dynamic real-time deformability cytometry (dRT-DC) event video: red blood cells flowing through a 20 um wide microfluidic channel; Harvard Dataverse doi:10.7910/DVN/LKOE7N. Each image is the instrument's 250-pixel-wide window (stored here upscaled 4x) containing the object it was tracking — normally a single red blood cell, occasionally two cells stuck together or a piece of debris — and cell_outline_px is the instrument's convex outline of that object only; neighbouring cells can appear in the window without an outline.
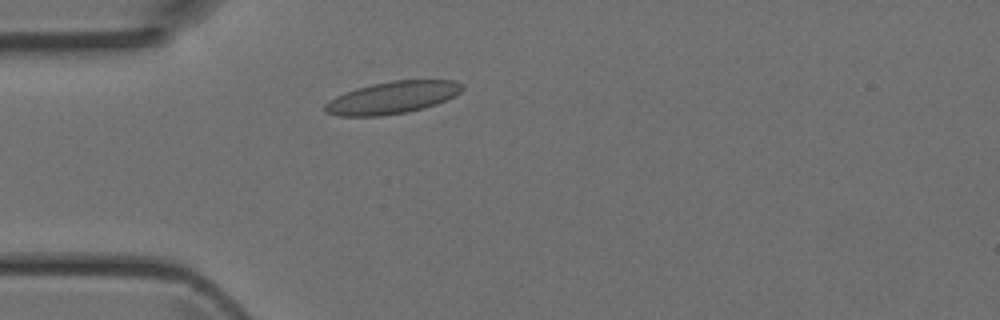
{"species": "Egyptian fruit bat (a non-hibernating species)", "species_latin": "Rousettus aegyptiacus", "temperature_condition": "room temperature", "stored_images_in_passage": 2, "camera_frame_rate_fps": 3000, "um_per_image_px": 0.085, "animal": {"sex": "female"}, "frame": {"image": 1, "passage_image": 2, "time_ms": 0.333, "image_size_px": [1000, 320], "cell_outline_px": [[464, 88], [460, 92], [436, 104], [424, 108], [404, 112], [380, 116], [340, 116], [324, 112], [324, 104], [336, 96], [344, 92], [356, 88], [372, 84], [392, 80], [456, 80], [464, 84]], "centroid_in_image_um": [33.33, 8.28], "position_along_channel_um": 51.7, "area_um2": 25.72}}